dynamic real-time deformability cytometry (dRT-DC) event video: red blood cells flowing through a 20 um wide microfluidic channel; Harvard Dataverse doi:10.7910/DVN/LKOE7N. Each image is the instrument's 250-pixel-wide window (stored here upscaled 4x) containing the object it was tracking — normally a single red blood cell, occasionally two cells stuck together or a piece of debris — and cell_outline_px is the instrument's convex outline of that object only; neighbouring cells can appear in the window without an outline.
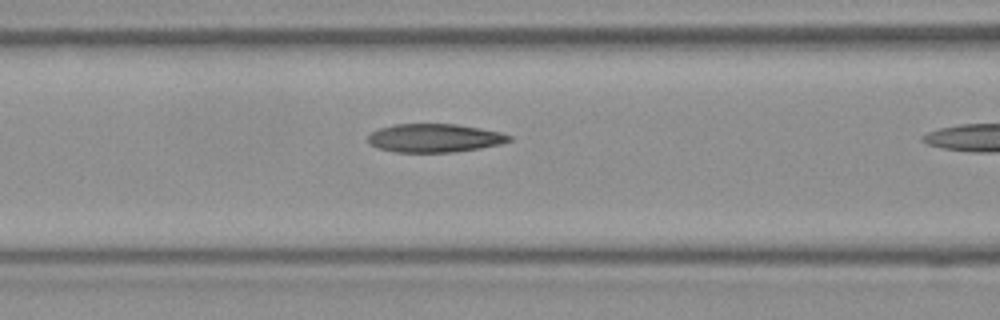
{"species": "Egyptian fruit bat (a non-hibernating species)", "species_latin": "Rousettus aegyptiacus", "temperature_condition": "room temperature", "stored_images_in_passage": 11, "camera_frame_rate_fps": 3000, "um_per_image_px": 0.085, "frame": {"image": 1, "passage_image": 10, "time_ms": 3.0, "image_size_px": [1000, 320], "cell_outline_px": [[512, 140], [500, 144], [480, 148], [456, 152], [396, 152], [376, 148], [368, 144], [368, 136], [372, 132], [380, 128], [396, 124], [456, 124], [480, 128], [500, 132], [512, 136]], "centroid_in_image_um": [36.93, 11.74], "position_along_channel_um": 129.7, "area_um2": 23.47}}